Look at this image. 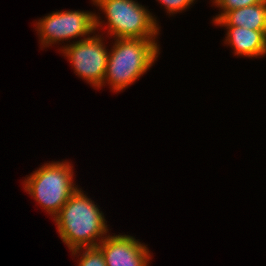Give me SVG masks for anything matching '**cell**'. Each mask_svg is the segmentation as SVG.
Segmentation results:
<instances>
[{
    "instance_id": "cell-1",
    "label": "cell",
    "mask_w": 266,
    "mask_h": 266,
    "mask_svg": "<svg viewBox=\"0 0 266 266\" xmlns=\"http://www.w3.org/2000/svg\"><path fill=\"white\" fill-rule=\"evenodd\" d=\"M102 215L94 203L78 189L55 215L60 236L73 254L82 247L98 245L94 238L107 231Z\"/></svg>"
},
{
    "instance_id": "cell-2",
    "label": "cell",
    "mask_w": 266,
    "mask_h": 266,
    "mask_svg": "<svg viewBox=\"0 0 266 266\" xmlns=\"http://www.w3.org/2000/svg\"><path fill=\"white\" fill-rule=\"evenodd\" d=\"M158 50L153 38L117 39L108 55L104 81H110L114 90H122L151 67Z\"/></svg>"
},
{
    "instance_id": "cell-3",
    "label": "cell",
    "mask_w": 266,
    "mask_h": 266,
    "mask_svg": "<svg viewBox=\"0 0 266 266\" xmlns=\"http://www.w3.org/2000/svg\"><path fill=\"white\" fill-rule=\"evenodd\" d=\"M71 166L52 163L42 166L25 181V190L54 216L77 190L72 185ZM72 173V174H71Z\"/></svg>"
},
{
    "instance_id": "cell-4",
    "label": "cell",
    "mask_w": 266,
    "mask_h": 266,
    "mask_svg": "<svg viewBox=\"0 0 266 266\" xmlns=\"http://www.w3.org/2000/svg\"><path fill=\"white\" fill-rule=\"evenodd\" d=\"M106 13L111 34L118 39L152 38L158 32L154 18L133 0H93Z\"/></svg>"
},
{
    "instance_id": "cell-5",
    "label": "cell",
    "mask_w": 266,
    "mask_h": 266,
    "mask_svg": "<svg viewBox=\"0 0 266 266\" xmlns=\"http://www.w3.org/2000/svg\"><path fill=\"white\" fill-rule=\"evenodd\" d=\"M99 26L97 17L80 11L55 12L38 22L42 43L47 45L56 41L87 35Z\"/></svg>"
},
{
    "instance_id": "cell-6",
    "label": "cell",
    "mask_w": 266,
    "mask_h": 266,
    "mask_svg": "<svg viewBox=\"0 0 266 266\" xmlns=\"http://www.w3.org/2000/svg\"><path fill=\"white\" fill-rule=\"evenodd\" d=\"M100 39L97 36L88 37L63 50L77 74L96 87H100L104 82L109 55Z\"/></svg>"
},
{
    "instance_id": "cell-7",
    "label": "cell",
    "mask_w": 266,
    "mask_h": 266,
    "mask_svg": "<svg viewBox=\"0 0 266 266\" xmlns=\"http://www.w3.org/2000/svg\"><path fill=\"white\" fill-rule=\"evenodd\" d=\"M97 246L103 252L107 266H147L150 257L146 246L131 236H108Z\"/></svg>"
},
{
    "instance_id": "cell-8",
    "label": "cell",
    "mask_w": 266,
    "mask_h": 266,
    "mask_svg": "<svg viewBox=\"0 0 266 266\" xmlns=\"http://www.w3.org/2000/svg\"><path fill=\"white\" fill-rule=\"evenodd\" d=\"M215 23L244 27L255 31H266V0L252 6L226 12Z\"/></svg>"
},
{
    "instance_id": "cell-9",
    "label": "cell",
    "mask_w": 266,
    "mask_h": 266,
    "mask_svg": "<svg viewBox=\"0 0 266 266\" xmlns=\"http://www.w3.org/2000/svg\"><path fill=\"white\" fill-rule=\"evenodd\" d=\"M228 40L236 54L257 57L266 53V31H255L244 27L227 26Z\"/></svg>"
},
{
    "instance_id": "cell-10",
    "label": "cell",
    "mask_w": 266,
    "mask_h": 266,
    "mask_svg": "<svg viewBox=\"0 0 266 266\" xmlns=\"http://www.w3.org/2000/svg\"><path fill=\"white\" fill-rule=\"evenodd\" d=\"M79 266H107L103 252L98 246L85 247Z\"/></svg>"
},
{
    "instance_id": "cell-11",
    "label": "cell",
    "mask_w": 266,
    "mask_h": 266,
    "mask_svg": "<svg viewBox=\"0 0 266 266\" xmlns=\"http://www.w3.org/2000/svg\"><path fill=\"white\" fill-rule=\"evenodd\" d=\"M263 1L265 0H219L217 5L218 6L220 5V7L224 9L223 10L224 13H221L218 17H216L214 22L219 20L226 12L239 9L242 7L252 6L261 3Z\"/></svg>"
},
{
    "instance_id": "cell-12",
    "label": "cell",
    "mask_w": 266,
    "mask_h": 266,
    "mask_svg": "<svg viewBox=\"0 0 266 266\" xmlns=\"http://www.w3.org/2000/svg\"><path fill=\"white\" fill-rule=\"evenodd\" d=\"M161 3H163L169 13H174L178 10L185 9L188 5H190L194 0H159Z\"/></svg>"
}]
</instances>
